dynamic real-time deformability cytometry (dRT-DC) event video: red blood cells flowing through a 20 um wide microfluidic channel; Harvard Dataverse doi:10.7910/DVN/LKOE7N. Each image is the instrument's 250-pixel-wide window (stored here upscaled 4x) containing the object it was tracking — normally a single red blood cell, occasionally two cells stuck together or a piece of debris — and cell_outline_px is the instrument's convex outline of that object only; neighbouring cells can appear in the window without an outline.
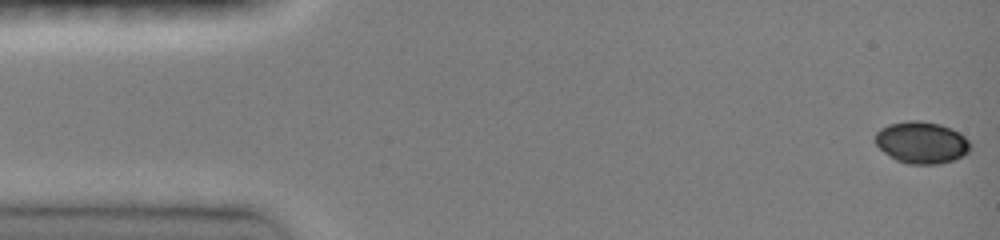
{"species": "common noctule bat (a hibernating species)", "species_latin": "Nyctalus noctula", "temperature_condition": "room temperature", "stored_images_in_passage": 7, "camera_frame_rate_fps": 3000, "um_per_image_px": 0.085, "animal": {"sex": "female", "body_mass_g": 19.0, "forearm_length_mm": 51.5}, "frame": {"image": 1, "passage_image": 1, "time_ms": 0.0, "image_size_px": [1000, 240], "cell_outline_px": [[972, 148], [968, 152], [952, 160], [940, 164], [908, 164], [896, 160], [884, 152], [876, 144], [876, 132], [880, 128], [888, 124], [908, 120], [920, 120], [940, 124], [952, 128], [964, 136], [968, 140]], "centroid_in_image_um": [78.33, 12.1], "position_along_channel_um": 6.7, "area_um2": 23.24}}